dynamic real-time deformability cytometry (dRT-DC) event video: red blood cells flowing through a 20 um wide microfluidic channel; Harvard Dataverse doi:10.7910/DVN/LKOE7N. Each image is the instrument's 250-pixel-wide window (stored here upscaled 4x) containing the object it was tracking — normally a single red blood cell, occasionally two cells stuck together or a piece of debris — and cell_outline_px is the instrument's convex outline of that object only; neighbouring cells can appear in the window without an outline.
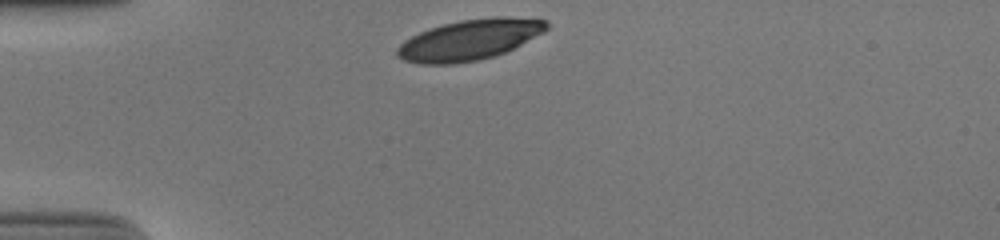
{"species": "human", "species_latin": "Homo sapiens", "temperature_condition": "cold", "stored_images_in_passage": 31, "camera_frame_rate_fps": 3000, "um_per_image_px": 0.085, "donor": {"sex": "male"}, "frame": {"image": 1, "passage_image": 1, "time_ms": 0.0, "image_size_px": [1000, 240], "cell_outline_px": [[548, 28], [544, 32], [496, 56], [456, 64], [420, 64], [404, 60], [396, 56], [396, 48], [404, 40], [420, 32], [444, 24], [460, 20], [496, 16], [508, 16], [548, 20]], "centroid_in_image_um": [39.9, 3.38], "position_along_channel_um": 45.1, "area_um2": 35.26}}
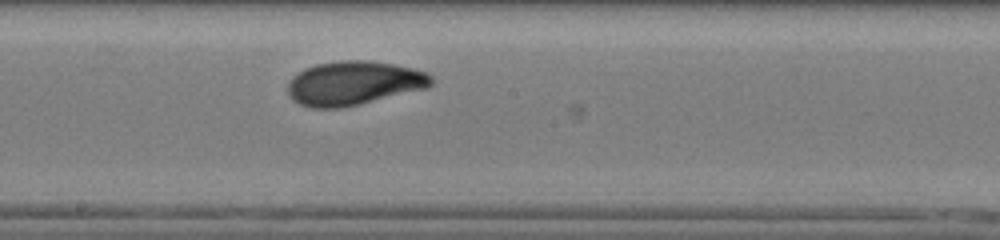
{"frame": {"image": 2, "passage_image": 17, "time_ms": 5.333, "image_size_px": [1000, 240], "cell_outline_px": [[432, 84], [428, 88], [360, 104], [340, 108], [312, 108], [300, 104], [292, 100], [288, 96], [288, 80], [292, 76], [304, 68], [316, 64], [340, 60], [368, 60], [392, 64], [412, 68], [424, 72], [432, 76]], "centroid_in_image_um": [30.03, 7.07], "position_along_channel_um": 218.2, "area_um2": 36.99}}
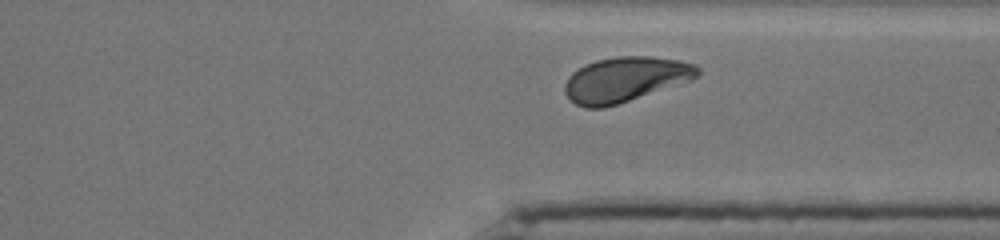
{"frame": {"image": 3, "passage_image": 28, "time_ms": 9.0, "image_size_px": [1000, 240], "cell_outline_px": [[700, 72], [692, 80], [680, 84], [604, 108], [584, 108], [576, 104], [564, 92], [564, 84], [568, 76], [572, 72], [584, 64], [596, 60], [616, 56], [652, 56], [676, 60], [696, 64], [700, 68]], "centroid_in_image_um": [53.13, 6.74], "position_along_channel_um": 358.3, "area_um2": 34.85}, "authors_computed_cell_mechanics": {"area_um2": 35.6626, "velocity_mm_per_s": 3.8106, "shape_relaxation_time_tau1_ms": 3.1169, "shape_relaxation_time_tau2_ms": 1.2322, "deformation_change_tau1": 0.1352, "deformation_change_tau2": 0.0604}}